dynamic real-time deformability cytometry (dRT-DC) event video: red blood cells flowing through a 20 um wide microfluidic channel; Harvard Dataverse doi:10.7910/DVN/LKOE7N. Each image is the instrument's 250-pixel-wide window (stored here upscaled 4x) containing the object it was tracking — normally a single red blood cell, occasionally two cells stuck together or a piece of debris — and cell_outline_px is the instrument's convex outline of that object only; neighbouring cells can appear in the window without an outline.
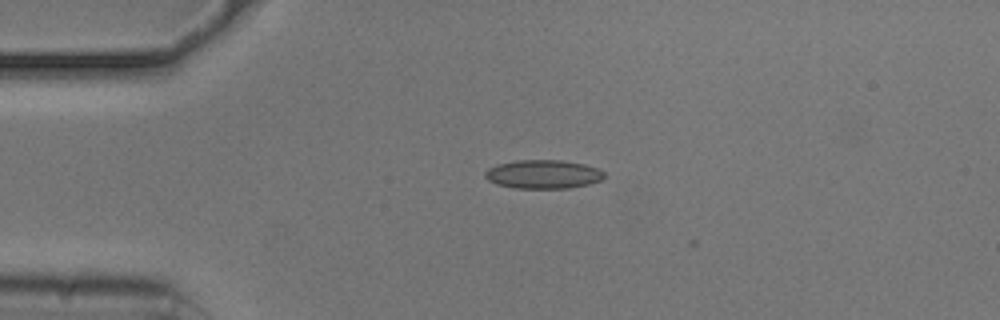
{"species": "common noctule bat (a hibernating species)", "species_latin": "Nyctalus noctula", "temperature_condition": "cold", "stored_images_in_passage": 5, "camera_frame_rate_fps": 3000, "um_per_image_px": 0.085, "animal": {"sex": "male", "body_mass_g": 20.5, "forearm_length_mm": 52.5}, "frame": {"image": 1, "passage_image": 1, "time_ms": 0.0, "image_size_px": [1000, 320], "cell_outline_px": [[604, 176], [600, 180], [588, 184], [568, 188], [516, 188], [496, 184], [488, 180], [484, 176], [484, 172], [488, 168], [496, 164], [516, 160], [560, 160], [584, 164], [596, 168], [604, 172]], "centroid_in_image_um": [46.12, 14.8], "position_along_channel_um": 38.9, "area_um2": 19.88}}